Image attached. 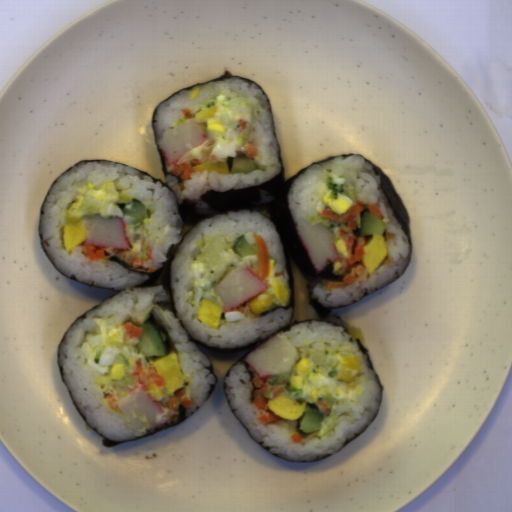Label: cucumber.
Returning <instances> with one entry per match:
<instances>
[{"label": "cucumber", "mask_w": 512, "mask_h": 512, "mask_svg": "<svg viewBox=\"0 0 512 512\" xmlns=\"http://www.w3.org/2000/svg\"><path fill=\"white\" fill-rule=\"evenodd\" d=\"M255 169H260L257 165L255 159L252 157L246 156L243 154H236L235 157H232V164H231V172L233 173H244L248 174L254 171Z\"/></svg>", "instance_id": "6"}, {"label": "cucumber", "mask_w": 512, "mask_h": 512, "mask_svg": "<svg viewBox=\"0 0 512 512\" xmlns=\"http://www.w3.org/2000/svg\"><path fill=\"white\" fill-rule=\"evenodd\" d=\"M324 420V412H320L319 409L306 406L304 413L298 422V430L303 434L315 433L320 429Z\"/></svg>", "instance_id": "5"}, {"label": "cucumber", "mask_w": 512, "mask_h": 512, "mask_svg": "<svg viewBox=\"0 0 512 512\" xmlns=\"http://www.w3.org/2000/svg\"><path fill=\"white\" fill-rule=\"evenodd\" d=\"M386 224L381 219H374L370 212L366 209L360 215V228L351 231L356 238L366 237L369 235H383Z\"/></svg>", "instance_id": "3"}, {"label": "cucumber", "mask_w": 512, "mask_h": 512, "mask_svg": "<svg viewBox=\"0 0 512 512\" xmlns=\"http://www.w3.org/2000/svg\"><path fill=\"white\" fill-rule=\"evenodd\" d=\"M232 251L239 257L243 258L249 255H258L259 249L257 243H249L246 234L240 236L233 244Z\"/></svg>", "instance_id": "7"}, {"label": "cucumber", "mask_w": 512, "mask_h": 512, "mask_svg": "<svg viewBox=\"0 0 512 512\" xmlns=\"http://www.w3.org/2000/svg\"><path fill=\"white\" fill-rule=\"evenodd\" d=\"M137 327L142 328V333L134 348L147 363L153 358L166 357L170 353L173 344L157 317L150 313Z\"/></svg>", "instance_id": "1"}, {"label": "cucumber", "mask_w": 512, "mask_h": 512, "mask_svg": "<svg viewBox=\"0 0 512 512\" xmlns=\"http://www.w3.org/2000/svg\"><path fill=\"white\" fill-rule=\"evenodd\" d=\"M116 206L123 215L130 216L133 230H137L143 225L144 219H151V212L146 205L138 199H133L129 203H117Z\"/></svg>", "instance_id": "2"}, {"label": "cucumber", "mask_w": 512, "mask_h": 512, "mask_svg": "<svg viewBox=\"0 0 512 512\" xmlns=\"http://www.w3.org/2000/svg\"><path fill=\"white\" fill-rule=\"evenodd\" d=\"M290 377H291V371L289 373H286L283 375H273V376H270V377H267L264 379L271 385L283 384V390H282L281 394H279V395H282L284 393H288L290 395H301L304 391H301L295 387H292L291 382H290ZM278 396H276V397H278Z\"/></svg>", "instance_id": "8"}, {"label": "cucumber", "mask_w": 512, "mask_h": 512, "mask_svg": "<svg viewBox=\"0 0 512 512\" xmlns=\"http://www.w3.org/2000/svg\"><path fill=\"white\" fill-rule=\"evenodd\" d=\"M324 183L328 189L326 195L328 194V199L335 200L338 197H342L346 201L354 200L355 197V189L352 188L348 184H339L335 182L333 171L331 168H326V176Z\"/></svg>", "instance_id": "4"}]
</instances>
